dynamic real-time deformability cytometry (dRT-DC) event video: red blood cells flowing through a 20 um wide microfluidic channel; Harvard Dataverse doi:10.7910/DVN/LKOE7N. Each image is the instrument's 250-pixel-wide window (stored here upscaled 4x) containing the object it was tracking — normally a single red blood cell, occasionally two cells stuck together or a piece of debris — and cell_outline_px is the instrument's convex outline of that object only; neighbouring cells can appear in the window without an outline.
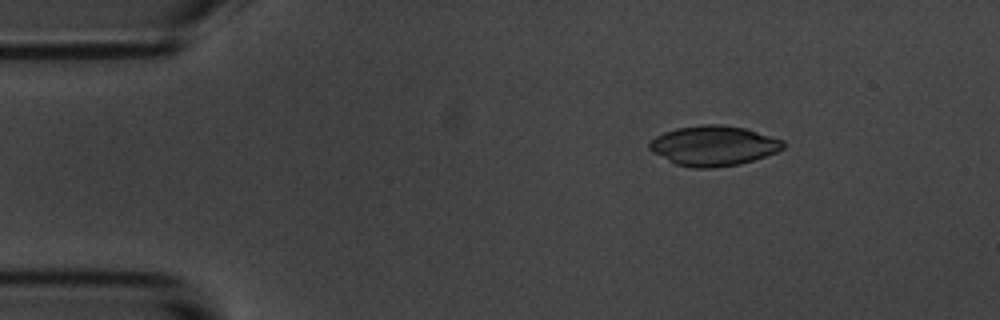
{"species": "common noctule bat (a hibernating species)", "species_latin": "Nyctalus noctula", "temperature_condition": "room temperature", "stored_images_in_passage": 49, "camera_frame_rate_fps": 3000, "um_per_image_px": 0.085, "animal": {"sex": "male", "body_mass_g": 20.1, "forearm_length_mm": 53.5}, "frame": {"image": 1, "passage_image": 1, "time_ms": 0.0, "image_size_px": [1000, 320], "cell_outline_px": [[788, 144], [784, 148], [776, 152], [740, 164], [716, 168], [692, 168], [676, 164], [652, 152], [648, 148], [648, 144], [656, 136], [664, 132], [676, 128], [704, 124], [720, 124], [744, 128], [784, 140]], "centroid_in_image_um": [60.66, 12.39], "position_along_channel_um": 24.3, "area_um2": 31.21}}
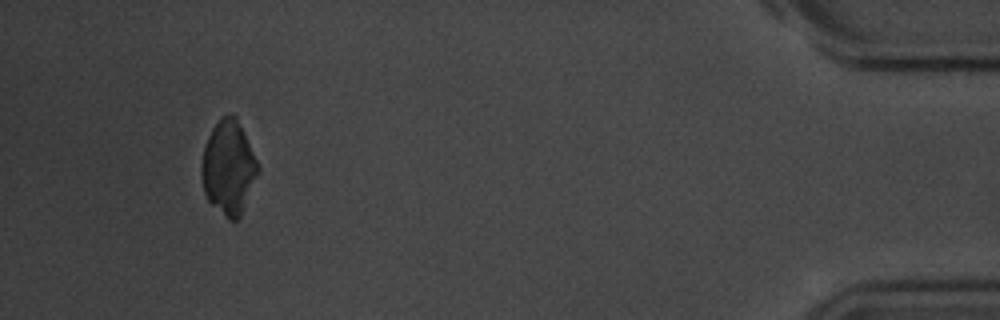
{"frame": {"image": 2, "passage_image": 45, "time_ms": 14.667, "image_size_px": [1000, 320], "cell_outline_px": [[260, 172], [240, 216], [236, 220], [228, 220], [208, 200], [204, 192], [200, 176], [200, 164], [204, 148], [208, 136], [212, 128], [220, 116], [232, 112], [236, 116], [244, 132], [260, 168]], "centroid_in_image_um": [19.41, 14.22], "position_along_channel_um": 415.8, "area_um2": 31.21}}